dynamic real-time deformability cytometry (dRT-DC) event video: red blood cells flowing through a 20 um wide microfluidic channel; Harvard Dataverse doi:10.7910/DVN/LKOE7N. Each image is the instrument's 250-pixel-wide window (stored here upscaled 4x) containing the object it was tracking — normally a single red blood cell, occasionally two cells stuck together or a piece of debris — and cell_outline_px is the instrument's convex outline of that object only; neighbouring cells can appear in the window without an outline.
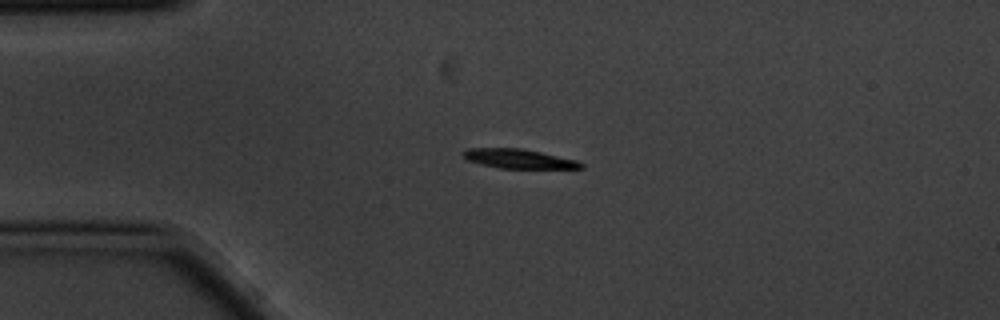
{"species": "common noctule bat (a hibernating species)", "species_latin": "Nyctalus noctula", "temperature_condition": "cold", "stored_images_in_passage": 3, "camera_frame_rate_fps": 3000, "um_per_image_px": 0.085, "animal": {"sex": "male", "body_mass_g": 20.1, "forearm_length_mm": 53.5}, "frame": {"image": 1, "passage_image": 3, "time_ms": 0.667, "image_size_px": [1000, 320], "cell_outline_px": [[584, 168], [500, 168], [480, 164], [468, 160], [460, 152], [468, 148], [520, 148], [540, 152], [576, 160], [584, 164]], "centroid_in_image_um": [44.06, 13.49], "position_along_channel_um": 40.9, "area_um2": 13.12}}